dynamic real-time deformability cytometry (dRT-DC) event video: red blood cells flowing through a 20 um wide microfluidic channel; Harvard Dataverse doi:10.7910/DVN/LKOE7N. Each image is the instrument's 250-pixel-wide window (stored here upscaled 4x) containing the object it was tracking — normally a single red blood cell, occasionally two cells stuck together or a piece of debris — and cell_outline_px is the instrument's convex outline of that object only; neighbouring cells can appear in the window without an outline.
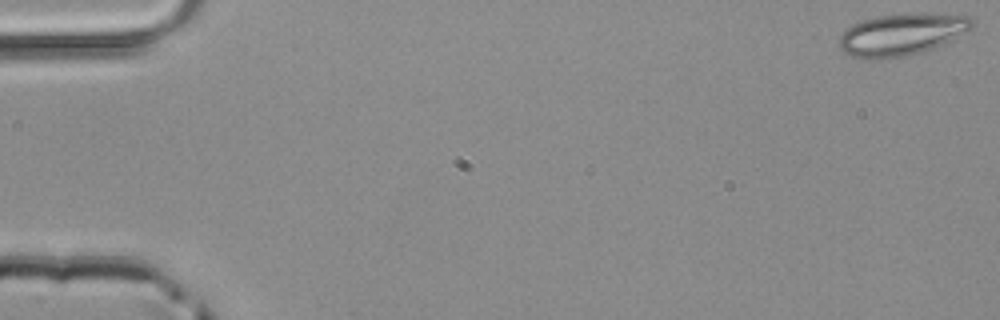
{"species": "common noctule bat (a hibernating species)", "species_latin": "Nyctalus noctula", "temperature_condition": "room temperature", "stored_images_in_passage": 12, "camera_frame_rate_fps": 3000, "um_per_image_px": 0.085, "animal": {"sex": "male", "body_mass_g": 20.4}, "frame": {"image": 1, "passage_image": 1, "time_ms": 0.0, "image_size_px": [1000, 320], "cell_outline_px": [[976, 24], [972, 28], [944, 44], [908, 56], [872, 60], [868, 60], [852, 56], [844, 52], [836, 44], [840, 36], [852, 24], [876, 16], [968, 16], [976, 20]], "centroid_in_image_um": [76.58, 3.0], "position_along_channel_um": 8.4, "area_um2": 31.56}}